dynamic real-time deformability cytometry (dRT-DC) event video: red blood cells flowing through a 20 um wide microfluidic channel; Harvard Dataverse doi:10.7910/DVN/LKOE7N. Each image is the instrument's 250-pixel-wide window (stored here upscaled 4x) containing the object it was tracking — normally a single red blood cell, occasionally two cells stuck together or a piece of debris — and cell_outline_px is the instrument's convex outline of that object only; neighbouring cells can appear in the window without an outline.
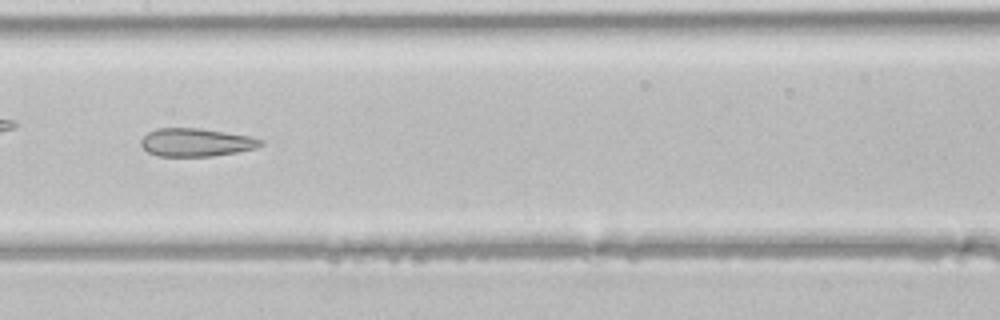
{"species": "common noctule bat (a hibernating species)", "species_latin": "Nyctalus noctula", "temperature_condition": "room temperature", "stored_images_in_passage": 37, "camera_frame_rate_fps": 3000, "um_per_image_px": 0.085, "animal": {"sex": "male", "body_mass_g": 21.5, "forearm_length_mm": 52.0}, "frame": {"image": 1, "passage_image": 16, "time_ms": 5.0, "image_size_px": [1000, 320], "cell_outline_px": [[264, 144], [256, 148], [236, 152], [212, 156], [160, 156], [148, 152], [140, 144], [140, 140], [148, 132], [156, 128], [200, 128], [252, 136], [264, 140]], "centroid_in_image_um": [16.69, 12.09], "position_along_channel_um": 190.7, "area_um2": 19.71}}
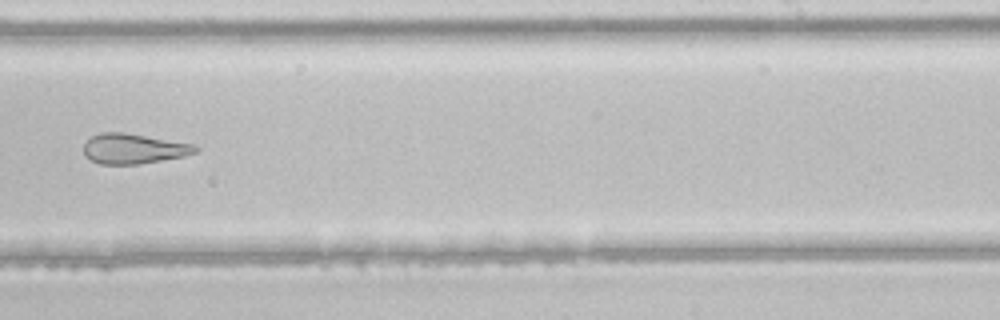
{"frame": {"image": 2, "passage_image": 22, "time_ms": 7.0, "image_size_px": [1000, 320], "cell_outline_px": [[200, 148], [196, 152], [184, 156], [136, 164], [100, 164], [84, 156], [84, 144], [92, 136], [100, 132], [124, 132], [196, 144]], "centroid_in_image_um": [11.37, 12.63], "position_along_channel_um": 277.6, "area_um2": 19.59}}